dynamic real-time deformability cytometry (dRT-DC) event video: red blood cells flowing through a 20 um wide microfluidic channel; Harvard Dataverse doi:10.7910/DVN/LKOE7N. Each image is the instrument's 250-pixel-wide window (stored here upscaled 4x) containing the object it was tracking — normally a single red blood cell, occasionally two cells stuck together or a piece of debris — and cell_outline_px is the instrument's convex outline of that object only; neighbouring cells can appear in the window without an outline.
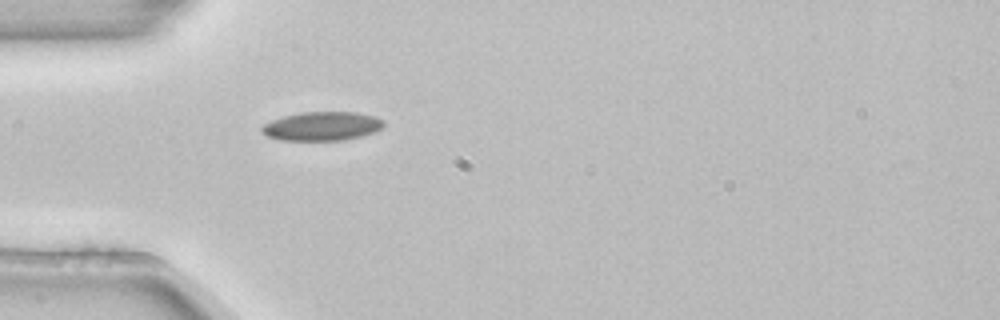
{"species": "common noctule bat (a hibernating species)", "species_latin": "Nyctalus noctula", "temperature_condition": "room temperature", "stored_images_in_passage": 1, "camera_frame_rate_fps": 3000, "um_per_image_px": 0.085, "animal": {"sex": "female", "body_mass_g": 22.7, "forearm_length_mm": 54.2}, "frame": {"image": 1, "passage_image": 1, "time_ms": 0.0, "image_size_px": [1000, 320], "cell_outline_px": [[384, 124], [376, 132], [344, 140], [280, 140], [268, 136], [260, 132], [260, 128], [264, 124], [272, 120], [284, 116], [300, 112], [356, 112], [376, 116], [384, 120]], "centroid_in_image_um": [27.37, 10.72], "position_along_channel_um": 57.6, "area_um2": 20.58}}